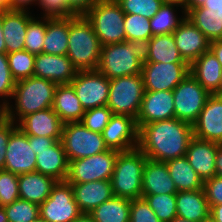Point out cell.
I'll list each match as a JSON object with an SVG mask.
<instances>
[{"label":"cell","instance_id":"65","mask_svg":"<svg viewBox=\"0 0 222 222\" xmlns=\"http://www.w3.org/2000/svg\"><path fill=\"white\" fill-rule=\"evenodd\" d=\"M202 222H216L211 216H209L207 219H205Z\"/></svg>","mask_w":222,"mask_h":222},{"label":"cell","instance_id":"64","mask_svg":"<svg viewBox=\"0 0 222 222\" xmlns=\"http://www.w3.org/2000/svg\"><path fill=\"white\" fill-rule=\"evenodd\" d=\"M216 95H222V77H221L219 91L216 93Z\"/></svg>","mask_w":222,"mask_h":222},{"label":"cell","instance_id":"32","mask_svg":"<svg viewBox=\"0 0 222 222\" xmlns=\"http://www.w3.org/2000/svg\"><path fill=\"white\" fill-rule=\"evenodd\" d=\"M169 175L173 180L177 192L204 190L203 180L191 167L186 156L166 161Z\"/></svg>","mask_w":222,"mask_h":222},{"label":"cell","instance_id":"8","mask_svg":"<svg viewBox=\"0 0 222 222\" xmlns=\"http://www.w3.org/2000/svg\"><path fill=\"white\" fill-rule=\"evenodd\" d=\"M61 143L69 161L86 158L108 150L103 135L87 129L80 122L63 124Z\"/></svg>","mask_w":222,"mask_h":222},{"label":"cell","instance_id":"17","mask_svg":"<svg viewBox=\"0 0 222 222\" xmlns=\"http://www.w3.org/2000/svg\"><path fill=\"white\" fill-rule=\"evenodd\" d=\"M78 70L67 55L40 53L35 55L34 77L50 80L57 85L70 84Z\"/></svg>","mask_w":222,"mask_h":222},{"label":"cell","instance_id":"2","mask_svg":"<svg viewBox=\"0 0 222 222\" xmlns=\"http://www.w3.org/2000/svg\"><path fill=\"white\" fill-rule=\"evenodd\" d=\"M57 86L50 80L34 76L16 81L11 98L15 107L8 103L5 117L17 124L29 114L52 107Z\"/></svg>","mask_w":222,"mask_h":222},{"label":"cell","instance_id":"20","mask_svg":"<svg viewBox=\"0 0 222 222\" xmlns=\"http://www.w3.org/2000/svg\"><path fill=\"white\" fill-rule=\"evenodd\" d=\"M63 124L50 107L23 117L17 127L27 136L61 138Z\"/></svg>","mask_w":222,"mask_h":222},{"label":"cell","instance_id":"45","mask_svg":"<svg viewBox=\"0 0 222 222\" xmlns=\"http://www.w3.org/2000/svg\"><path fill=\"white\" fill-rule=\"evenodd\" d=\"M15 84L16 81L13 78L8 65L7 54H0V99L2 98L1 102L5 106L12 98Z\"/></svg>","mask_w":222,"mask_h":222},{"label":"cell","instance_id":"31","mask_svg":"<svg viewBox=\"0 0 222 222\" xmlns=\"http://www.w3.org/2000/svg\"><path fill=\"white\" fill-rule=\"evenodd\" d=\"M70 17L46 18V34L43 41V53L66 55L68 47Z\"/></svg>","mask_w":222,"mask_h":222},{"label":"cell","instance_id":"66","mask_svg":"<svg viewBox=\"0 0 222 222\" xmlns=\"http://www.w3.org/2000/svg\"><path fill=\"white\" fill-rule=\"evenodd\" d=\"M33 222H47L46 220H44L43 218H41L40 216L35 219Z\"/></svg>","mask_w":222,"mask_h":222},{"label":"cell","instance_id":"55","mask_svg":"<svg viewBox=\"0 0 222 222\" xmlns=\"http://www.w3.org/2000/svg\"><path fill=\"white\" fill-rule=\"evenodd\" d=\"M208 1L209 0H185L183 12L186 15L191 9L200 7L204 4V2H208Z\"/></svg>","mask_w":222,"mask_h":222},{"label":"cell","instance_id":"44","mask_svg":"<svg viewBox=\"0 0 222 222\" xmlns=\"http://www.w3.org/2000/svg\"><path fill=\"white\" fill-rule=\"evenodd\" d=\"M37 5L43 10L42 18H68L77 15L68 6L67 0H38Z\"/></svg>","mask_w":222,"mask_h":222},{"label":"cell","instance_id":"13","mask_svg":"<svg viewBox=\"0 0 222 222\" xmlns=\"http://www.w3.org/2000/svg\"><path fill=\"white\" fill-rule=\"evenodd\" d=\"M190 73L188 63L143 62L145 91H172Z\"/></svg>","mask_w":222,"mask_h":222},{"label":"cell","instance_id":"47","mask_svg":"<svg viewBox=\"0 0 222 222\" xmlns=\"http://www.w3.org/2000/svg\"><path fill=\"white\" fill-rule=\"evenodd\" d=\"M203 189L210 208L213 205L222 204V178L213 176L204 181Z\"/></svg>","mask_w":222,"mask_h":222},{"label":"cell","instance_id":"60","mask_svg":"<svg viewBox=\"0 0 222 222\" xmlns=\"http://www.w3.org/2000/svg\"><path fill=\"white\" fill-rule=\"evenodd\" d=\"M163 4H175L184 8L185 0H161Z\"/></svg>","mask_w":222,"mask_h":222},{"label":"cell","instance_id":"62","mask_svg":"<svg viewBox=\"0 0 222 222\" xmlns=\"http://www.w3.org/2000/svg\"><path fill=\"white\" fill-rule=\"evenodd\" d=\"M170 222H191L189 220H186L184 218L178 217L176 216L175 218H173Z\"/></svg>","mask_w":222,"mask_h":222},{"label":"cell","instance_id":"18","mask_svg":"<svg viewBox=\"0 0 222 222\" xmlns=\"http://www.w3.org/2000/svg\"><path fill=\"white\" fill-rule=\"evenodd\" d=\"M172 34L180 55L189 65L209 51L210 41L186 16Z\"/></svg>","mask_w":222,"mask_h":222},{"label":"cell","instance_id":"56","mask_svg":"<svg viewBox=\"0 0 222 222\" xmlns=\"http://www.w3.org/2000/svg\"><path fill=\"white\" fill-rule=\"evenodd\" d=\"M210 216L216 222H222V204L213 205L210 209Z\"/></svg>","mask_w":222,"mask_h":222},{"label":"cell","instance_id":"38","mask_svg":"<svg viewBox=\"0 0 222 222\" xmlns=\"http://www.w3.org/2000/svg\"><path fill=\"white\" fill-rule=\"evenodd\" d=\"M161 222H170L177 216L176 194L142 195Z\"/></svg>","mask_w":222,"mask_h":222},{"label":"cell","instance_id":"57","mask_svg":"<svg viewBox=\"0 0 222 222\" xmlns=\"http://www.w3.org/2000/svg\"><path fill=\"white\" fill-rule=\"evenodd\" d=\"M2 24H3V12H0V54H7L4 41V34L2 31Z\"/></svg>","mask_w":222,"mask_h":222},{"label":"cell","instance_id":"1","mask_svg":"<svg viewBox=\"0 0 222 222\" xmlns=\"http://www.w3.org/2000/svg\"><path fill=\"white\" fill-rule=\"evenodd\" d=\"M194 138L193 126L177 118L144 124L138 132V148L152 160L166 162L186 156Z\"/></svg>","mask_w":222,"mask_h":222},{"label":"cell","instance_id":"4","mask_svg":"<svg viewBox=\"0 0 222 222\" xmlns=\"http://www.w3.org/2000/svg\"><path fill=\"white\" fill-rule=\"evenodd\" d=\"M147 159L138 147L118 152L110 179L115 197L129 200L142 197L143 169Z\"/></svg>","mask_w":222,"mask_h":222},{"label":"cell","instance_id":"21","mask_svg":"<svg viewBox=\"0 0 222 222\" xmlns=\"http://www.w3.org/2000/svg\"><path fill=\"white\" fill-rule=\"evenodd\" d=\"M219 145V143L201 140L196 137L189 144L186 157L203 182L215 176V158Z\"/></svg>","mask_w":222,"mask_h":222},{"label":"cell","instance_id":"19","mask_svg":"<svg viewBox=\"0 0 222 222\" xmlns=\"http://www.w3.org/2000/svg\"><path fill=\"white\" fill-rule=\"evenodd\" d=\"M175 118L172 91H145L136 119L138 129L151 122Z\"/></svg>","mask_w":222,"mask_h":222},{"label":"cell","instance_id":"51","mask_svg":"<svg viewBox=\"0 0 222 222\" xmlns=\"http://www.w3.org/2000/svg\"><path fill=\"white\" fill-rule=\"evenodd\" d=\"M203 15H216L222 17V0H209L204 2Z\"/></svg>","mask_w":222,"mask_h":222},{"label":"cell","instance_id":"15","mask_svg":"<svg viewBox=\"0 0 222 222\" xmlns=\"http://www.w3.org/2000/svg\"><path fill=\"white\" fill-rule=\"evenodd\" d=\"M138 132L136 119L127 115L113 114L102 135L108 149L121 152L138 147Z\"/></svg>","mask_w":222,"mask_h":222},{"label":"cell","instance_id":"49","mask_svg":"<svg viewBox=\"0 0 222 222\" xmlns=\"http://www.w3.org/2000/svg\"><path fill=\"white\" fill-rule=\"evenodd\" d=\"M58 140H61V138L29 136V145L33 148V152L37 155V151L49 149Z\"/></svg>","mask_w":222,"mask_h":222},{"label":"cell","instance_id":"53","mask_svg":"<svg viewBox=\"0 0 222 222\" xmlns=\"http://www.w3.org/2000/svg\"><path fill=\"white\" fill-rule=\"evenodd\" d=\"M209 50L216 56L222 66V39L211 41Z\"/></svg>","mask_w":222,"mask_h":222},{"label":"cell","instance_id":"29","mask_svg":"<svg viewBox=\"0 0 222 222\" xmlns=\"http://www.w3.org/2000/svg\"><path fill=\"white\" fill-rule=\"evenodd\" d=\"M143 62L187 63L176 46L173 34L154 35L143 46Z\"/></svg>","mask_w":222,"mask_h":222},{"label":"cell","instance_id":"7","mask_svg":"<svg viewBox=\"0 0 222 222\" xmlns=\"http://www.w3.org/2000/svg\"><path fill=\"white\" fill-rule=\"evenodd\" d=\"M144 93L142 74L110 79L107 107L113 114L137 119Z\"/></svg>","mask_w":222,"mask_h":222},{"label":"cell","instance_id":"27","mask_svg":"<svg viewBox=\"0 0 222 222\" xmlns=\"http://www.w3.org/2000/svg\"><path fill=\"white\" fill-rule=\"evenodd\" d=\"M210 209L204 190L179 191L176 194L178 217L191 222H202L210 216Z\"/></svg>","mask_w":222,"mask_h":222},{"label":"cell","instance_id":"33","mask_svg":"<svg viewBox=\"0 0 222 222\" xmlns=\"http://www.w3.org/2000/svg\"><path fill=\"white\" fill-rule=\"evenodd\" d=\"M89 214L95 222H129L130 200L114 196Z\"/></svg>","mask_w":222,"mask_h":222},{"label":"cell","instance_id":"40","mask_svg":"<svg viewBox=\"0 0 222 222\" xmlns=\"http://www.w3.org/2000/svg\"><path fill=\"white\" fill-rule=\"evenodd\" d=\"M3 208L8 222H33L40 216L38 204L20 198Z\"/></svg>","mask_w":222,"mask_h":222},{"label":"cell","instance_id":"46","mask_svg":"<svg viewBox=\"0 0 222 222\" xmlns=\"http://www.w3.org/2000/svg\"><path fill=\"white\" fill-rule=\"evenodd\" d=\"M129 222H161L154 211L149 207L146 200L136 198L130 200V221Z\"/></svg>","mask_w":222,"mask_h":222},{"label":"cell","instance_id":"48","mask_svg":"<svg viewBox=\"0 0 222 222\" xmlns=\"http://www.w3.org/2000/svg\"><path fill=\"white\" fill-rule=\"evenodd\" d=\"M17 128V124L4 117L0 120V170L4 169L6 149L10 134Z\"/></svg>","mask_w":222,"mask_h":222},{"label":"cell","instance_id":"54","mask_svg":"<svg viewBox=\"0 0 222 222\" xmlns=\"http://www.w3.org/2000/svg\"><path fill=\"white\" fill-rule=\"evenodd\" d=\"M216 173L215 176L222 178V144L218 146L215 158Z\"/></svg>","mask_w":222,"mask_h":222},{"label":"cell","instance_id":"3","mask_svg":"<svg viewBox=\"0 0 222 222\" xmlns=\"http://www.w3.org/2000/svg\"><path fill=\"white\" fill-rule=\"evenodd\" d=\"M102 45L84 15L70 17L66 55L78 71L97 70Z\"/></svg>","mask_w":222,"mask_h":222},{"label":"cell","instance_id":"30","mask_svg":"<svg viewBox=\"0 0 222 222\" xmlns=\"http://www.w3.org/2000/svg\"><path fill=\"white\" fill-rule=\"evenodd\" d=\"M52 109L63 123L80 122L85 113L71 84L56 87Z\"/></svg>","mask_w":222,"mask_h":222},{"label":"cell","instance_id":"5","mask_svg":"<svg viewBox=\"0 0 222 222\" xmlns=\"http://www.w3.org/2000/svg\"><path fill=\"white\" fill-rule=\"evenodd\" d=\"M143 46L135 42H121L102 46L97 70L109 80L121 76L141 74Z\"/></svg>","mask_w":222,"mask_h":222},{"label":"cell","instance_id":"52","mask_svg":"<svg viewBox=\"0 0 222 222\" xmlns=\"http://www.w3.org/2000/svg\"><path fill=\"white\" fill-rule=\"evenodd\" d=\"M38 0H9L11 10L30 11L28 5L37 4ZM29 8V9H28Z\"/></svg>","mask_w":222,"mask_h":222},{"label":"cell","instance_id":"39","mask_svg":"<svg viewBox=\"0 0 222 222\" xmlns=\"http://www.w3.org/2000/svg\"><path fill=\"white\" fill-rule=\"evenodd\" d=\"M45 34L46 18L33 17L27 25L24 49L35 55L42 53Z\"/></svg>","mask_w":222,"mask_h":222},{"label":"cell","instance_id":"37","mask_svg":"<svg viewBox=\"0 0 222 222\" xmlns=\"http://www.w3.org/2000/svg\"><path fill=\"white\" fill-rule=\"evenodd\" d=\"M7 59L11 74L15 81L33 76L35 54L24 49L8 53Z\"/></svg>","mask_w":222,"mask_h":222},{"label":"cell","instance_id":"11","mask_svg":"<svg viewBox=\"0 0 222 222\" xmlns=\"http://www.w3.org/2000/svg\"><path fill=\"white\" fill-rule=\"evenodd\" d=\"M81 213L67 181H57L49 197L39 205L40 217L47 222H71Z\"/></svg>","mask_w":222,"mask_h":222},{"label":"cell","instance_id":"35","mask_svg":"<svg viewBox=\"0 0 222 222\" xmlns=\"http://www.w3.org/2000/svg\"><path fill=\"white\" fill-rule=\"evenodd\" d=\"M211 42L222 39V17L203 15V7L191 9L185 15Z\"/></svg>","mask_w":222,"mask_h":222},{"label":"cell","instance_id":"16","mask_svg":"<svg viewBox=\"0 0 222 222\" xmlns=\"http://www.w3.org/2000/svg\"><path fill=\"white\" fill-rule=\"evenodd\" d=\"M192 126L194 137L222 144V97L211 94Z\"/></svg>","mask_w":222,"mask_h":222},{"label":"cell","instance_id":"28","mask_svg":"<svg viewBox=\"0 0 222 222\" xmlns=\"http://www.w3.org/2000/svg\"><path fill=\"white\" fill-rule=\"evenodd\" d=\"M57 181L40 172H29L18 177L19 198L29 202L42 204L51 194Z\"/></svg>","mask_w":222,"mask_h":222},{"label":"cell","instance_id":"61","mask_svg":"<svg viewBox=\"0 0 222 222\" xmlns=\"http://www.w3.org/2000/svg\"><path fill=\"white\" fill-rule=\"evenodd\" d=\"M0 222H8L6 212L3 207H0Z\"/></svg>","mask_w":222,"mask_h":222},{"label":"cell","instance_id":"42","mask_svg":"<svg viewBox=\"0 0 222 222\" xmlns=\"http://www.w3.org/2000/svg\"><path fill=\"white\" fill-rule=\"evenodd\" d=\"M19 175L10 171L0 170V207L10 205L19 199Z\"/></svg>","mask_w":222,"mask_h":222},{"label":"cell","instance_id":"9","mask_svg":"<svg viewBox=\"0 0 222 222\" xmlns=\"http://www.w3.org/2000/svg\"><path fill=\"white\" fill-rule=\"evenodd\" d=\"M118 152L114 149H108L100 154L69 161L66 181L70 184L99 180L110 181Z\"/></svg>","mask_w":222,"mask_h":222},{"label":"cell","instance_id":"6","mask_svg":"<svg viewBox=\"0 0 222 222\" xmlns=\"http://www.w3.org/2000/svg\"><path fill=\"white\" fill-rule=\"evenodd\" d=\"M102 46L126 41L125 13L116 0H98L85 14Z\"/></svg>","mask_w":222,"mask_h":222},{"label":"cell","instance_id":"67","mask_svg":"<svg viewBox=\"0 0 222 222\" xmlns=\"http://www.w3.org/2000/svg\"><path fill=\"white\" fill-rule=\"evenodd\" d=\"M5 117V114H0V120Z\"/></svg>","mask_w":222,"mask_h":222},{"label":"cell","instance_id":"36","mask_svg":"<svg viewBox=\"0 0 222 222\" xmlns=\"http://www.w3.org/2000/svg\"><path fill=\"white\" fill-rule=\"evenodd\" d=\"M124 29L126 41L144 46L152 37L150 19L140 14H125Z\"/></svg>","mask_w":222,"mask_h":222},{"label":"cell","instance_id":"50","mask_svg":"<svg viewBox=\"0 0 222 222\" xmlns=\"http://www.w3.org/2000/svg\"><path fill=\"white\" fill-rule=\"evenodd\" d=\"M97 1L98 0H67V3L77 15H84Z\"/></svg>","mask_w":222,"mask_h":222},{"label":"cell","instance_id":"58","mask_svg":"<svg viewBox=\"0 0 222 222\" xmlns=\"http://www.w3.org/2000/svg\"><path fill=\"white\" fill-rule=\"evenodd\" d=\"M71 222H95L89 213H81Z\"/></svg>","mask_w":222,"mask_h":222},{"label":"cell","instance_id":"25","mask_svg":"<svg viewBox=\"0 0 222 222\" xmlns=\"http://www.w3.org/2000/svg\"><path fill=\"white\" fill-rule=\"evenodd\" d=\"M36 171L50 176L56 181H66L69 160L64 151L61 140H58L49 149L37 151Z\"/></svg>","mask_w":222,"mask_h":222},{"label":"cell","instance_id":"41","mask_svg":"<svg viewBox=\"0 0 222 222\" xmlns=\"http://www.w3.org/2000/svg\"><path fill=\"white\" fill-rule=\"evenodd\" d=\"M125 14H140L151 19L163 5L161 0H116Z\"/></svg>","mask_w":222,"mask_h":222},{"label":"cell","instance_id":"63","mask_svg":"<svg viewBox=\"0 0 222 222\" xmlns=\"http://www.w3.org/2000/svg\"><path fill=\"white\" fill-rule=\"evenodd\" d=\"M0 114H5V105L0 101Z\"/></svg>","mask_w":222,"mask_h":222},{"label":"cell","instance_id":"24","mask_svg":"<svg viewBox=\"0 0 222 222\" xmlns=\"http://www.w3.org/2000/svg\"><path fill=\"white\" fill-rule=\"evenodd\" d=\"M30 11L10 10L3 13L2 31L7 54L24 50V40L29 21L33 18Z\"/></svg>","mask_w":222,"mask_h":222},{"label":"cell","instance_id":"59","mask_svg":"<svg viewBox=\"0 0 222 222\" xmlns=\"http://www.w3.org/2000/svg\"><path fill=\"white\" fill-rule=\"evenodd\" d=\"M10 3L9 0H0V12H7L10 11Z\"/></svg>","mask_w":222,"mask_h":222},{"label":"cell","instance_id":"23","mask_svg":"<svg viewBox=\"0 0 222 222\" xmlns=\"http://www.w3.org/2000/svg\"><path fill=\"white\" fill-rule=\"evenodd\" d=\"M177 194L166 162L147 159L143 169L142 195Z\"/></svg>","mask_w":222,"mask_h":222},{"label":"cell","instance_id":"34","mask_svg":"<svg viewBox=\"0 0 222 222\" xmlns=\"http://www.w3.org/2000/svg\"><path fill=\"white\" fill-rule=\"evenodd\" d=\"M177 9H182L181 17L177 16ZM184 18L185 14L181 6L175 4H163L158 12L150 19L153 36L173 33Z\"/></svg>","mask_w":222,"mask_h":222},{"label":"cell","instance_id":"22","mask_svg":"<svg viewBox=\"0 0 222 222\" xmlns=\"http://www.w3.org/2000/svg\"><path fill=\"white\" fill-rule=\"evenodd\" d=\"M71 186L75 202L82 213H90L103 202L114 197L111 182L107 180L71 184Z\"/></svg>","mask_w":222,"mask_h":222},{"label":"cell","instance_id":"14","mask_svg":"<svg viewBox=\"0 0 222 222\" xmlns=\"http://www.w3.org/2000/svg\"><path fill=\"white\" fill-rule=\"evenodd\" d=\"M36 157L29 145V136L17 127L9 137L4 170L16 175L35 172Z\"/></svg>","mask_w":222,"mask_h":222},{"label":"cell","instance_id":"10","mask_svg":"<svg viewBox=\"0 0 222 222\" xmlns=\"http://www.w3.org/2000/svg\"><path fill=\"white\" fill-rule=\"evenodd\" d=\"M175 118L193 125L211 95L192 75L173 90Z\"/></svg>","mask_w":222,"mask_h":222},{"label":"cell","instance_id":"43","mask_svg":"<svg viewBox=\"0 0 222 222\" xmlns=\"http://www.w3.org/2000/svg\"><path fill=\"white\" fill-rule=\"evenodd\" d=\"M112 115V111L107 106L92 108L85 110L80 123L87 129L102 134Z\"/></svg>","mask_w":222,"mask_h":222},{"label":"cell","instance_id":"12","mask_svg":"<svg viewBox=\"0 0 222 222\" xmlns=\"http://www.w3.org/2000/svg\"><path fill=\"white\" fill-rule=\"evenodd\" d=\"M70 84L85 110L107 106L110 80L98 70L78 71Z\"/></svg>","mask_w":222,"mask_h":222},{"label":"cell","instance_id":"26","mask_svg":"<svg viewBox=\"0 0 222 222\" xmlns=\"http://www.w3.org/2000/svg\"><path fill=\"white\" fill-rule=\"evenodd\" d=\"M190 73L210 94L219 91L222 66L210 50L204 52L190 65Z\"/></svg>","mask_w":222,"mask_h":222}]
</instances>
